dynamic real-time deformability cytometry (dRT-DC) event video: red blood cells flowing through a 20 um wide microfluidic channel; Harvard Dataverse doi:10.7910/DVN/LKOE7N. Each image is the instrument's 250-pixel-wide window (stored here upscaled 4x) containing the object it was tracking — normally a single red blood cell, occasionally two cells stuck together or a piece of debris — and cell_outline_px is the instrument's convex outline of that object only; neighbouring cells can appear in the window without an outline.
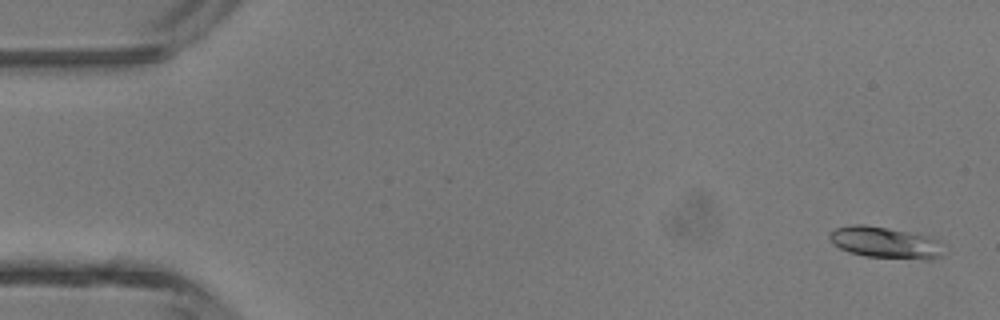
{"species": "common noctule bat (a hibernating species)", "species_latin": "Nyctalus noctula", "temperature_condition": "room temperature", "stored_images_in_passage": 5, "camera_frame_rate_fps": 3000, "um_per_image_px": 0.085, "animal": {"sex": "male", "body_mass_g": 13.3}, "frame": {"image": 1, "passage_image": 1, "time_ms": 0.0, "image_size_px": [1000, 320], "cell_outline_px": [[944, 256], [932, 260], [920, 260], [864, 256], [848, 252], [832, 244], [828, 236], [836, 228], [852, 224], [864, 224], [888, 228], [932, 236], [936, 240]], "centroid_in_image_um": [75.25, 20.63], "position_along_channel_um": 9.8, "area_um2": 21.15}}
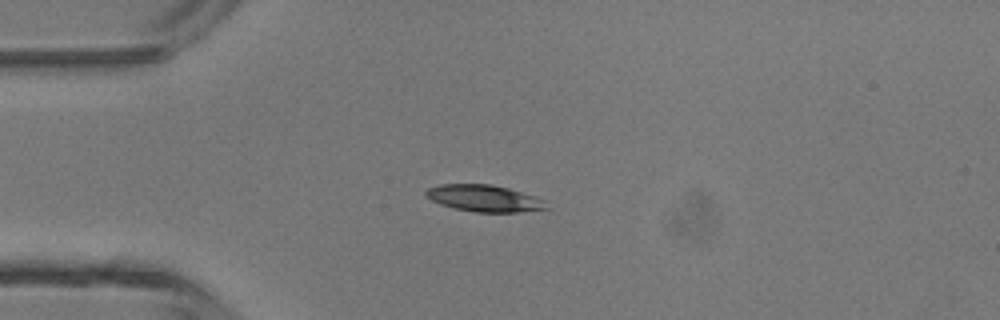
{"frame": {"image": 2, "passage_image": 4, "time_ms": 1.0, "image_size_px": [1000, 320], "cell_outline_px": [[548, 208], [516, 212], [472, 212], [452, 208], [440, 204], [424, 196], [424, 192], [428, 188], [440, 184], [492, 184], [508, 188], [544, 200]], "centroid_in_image_um": [41.08, 16.85], "position_along_channel_um": 43.9, "area_um2": 18.67}}